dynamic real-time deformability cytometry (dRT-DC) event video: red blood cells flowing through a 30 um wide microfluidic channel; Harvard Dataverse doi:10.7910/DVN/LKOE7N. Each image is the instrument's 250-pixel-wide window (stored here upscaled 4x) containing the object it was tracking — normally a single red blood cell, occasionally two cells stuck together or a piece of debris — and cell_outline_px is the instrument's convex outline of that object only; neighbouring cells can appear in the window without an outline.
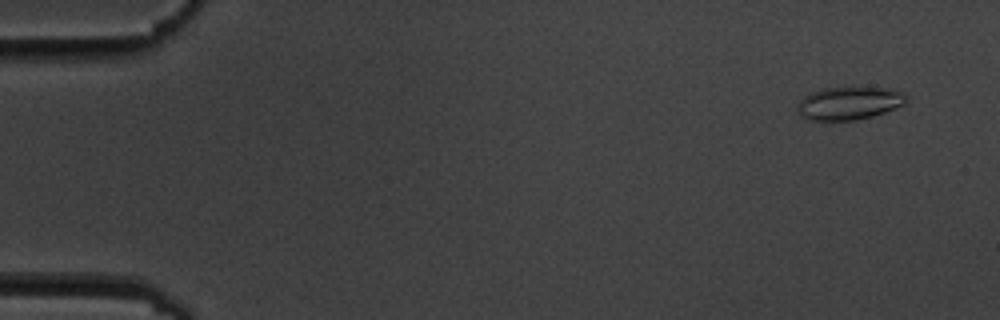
{"species": "common noctule bat (a hibernating species)", "species_latin": "Nyctalus noctula", "temperature_condition": "cold", "stored_images_in_passage": 6, "camera_frame_rate_fps": 3000, "um_per_image_px": 0.085, "animal": {"sex": "male", "body_mass_g": 19.5, "forearm_length_mm": 54.6}, "frame": {"image": 1, "passage_image": 2, "time_ms": 1.0, "image_size_px": [1000, 320], "cell_outline_px": [[908, 96], [904, 104], [884, 112], [872, 116], [856, 120], [828, 124], [804, 120], [796, 108], [796, 104], [804, 96], [812, 92], [824, 88], [852, 84], [892, 88], [904, 92]], "centroid_in_image_um": [72.13, 8.76], "position_along_channel_um": 12.9, "area_um2": 22.66}}
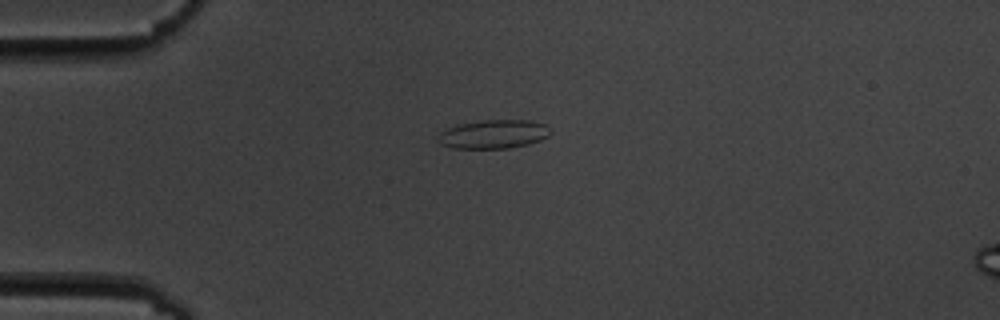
{"frame": {"image": 2, "passage_image": 5, "time_ms": 4.667, "image_size_px": [1000, 320], "cell_outline_px": [[552, 132], [548, 136], [540, 140], [528, 144], [508, 148], [452, 148], [440, 144], [440, 132], [448, 128], [460, 124], [480, 120], [532, 120], [544, 124]], "centroid_in_image_um": [41.98, 11.4], "position_along_channel_um": 43.0, "area_um2": 18.67}}